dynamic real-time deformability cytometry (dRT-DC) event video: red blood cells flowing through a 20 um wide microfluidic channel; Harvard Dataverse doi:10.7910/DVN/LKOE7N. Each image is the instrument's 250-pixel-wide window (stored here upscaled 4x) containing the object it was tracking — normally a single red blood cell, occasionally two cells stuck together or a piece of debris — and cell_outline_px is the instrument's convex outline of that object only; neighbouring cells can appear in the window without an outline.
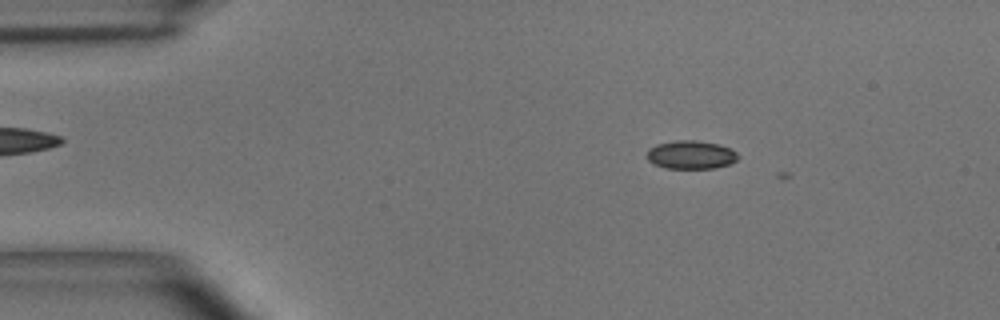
{"species": "common noctule bat (a hibernating species)", "species_latin": "Nyctalus noctula", "temperature_condition": "room temperature", "stored_images_in_passage": 3, "camera_frame_rate_fps": 3000, "um_per_image_px": 0.085, "animal": {"sex": "male", "body_mass_g": 15.6}, "frame": {"image": 1, "passage_image": 1, "time_ms": 0.0, "image_size_px": [1000, 320], "cell_outline_px": [[740, 156], [732, 164], [716, 168], [664, 168], [652, 164], [648, 160], [648, 148], [656, 144], [676, 140], [696, 140], [720, 144], [736, 152]], "centroid_in_image_um": [58.73, 13.16], "position_along_channel_um": 26.3, "area_um2": 15.26}}